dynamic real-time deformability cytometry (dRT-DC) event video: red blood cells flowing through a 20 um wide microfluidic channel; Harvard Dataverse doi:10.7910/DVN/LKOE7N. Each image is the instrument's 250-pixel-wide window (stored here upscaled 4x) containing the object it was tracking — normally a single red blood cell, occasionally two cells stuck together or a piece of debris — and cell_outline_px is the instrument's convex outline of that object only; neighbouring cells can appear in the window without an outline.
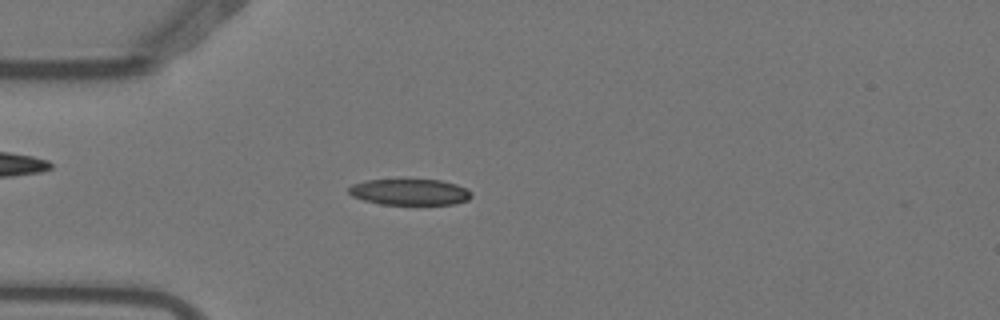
{"species": "Egyptian fruit bat (a non-hibernating species)", "species_latin": "Rousettus aegyptiacus", "temperature_condition": "warm", "stored_images_in_passage": 2, "camera_frame_rate_fps": 3000, "um_per_image_px": 0.085, "animal": {"sex": "female"}, "frame": {"image": 1, "passage_image": 2, "time_ms": 0.333, "image_size_px": [1000, 320], "cell_outline_px": [[472, 196], [468, 200], [456, 204], [380, 204], [364, 200], [352, 196], [348, 192], [348, 188], [352, 184], [364, 180], [400, 176], [404, 176], [440, 180], [456, 184], [468, 188], [472, 192]], "centroid_in_image_um": [34.81, 16.25], "position_along_channel_um": 50.2, "area_um2": 19.88}}